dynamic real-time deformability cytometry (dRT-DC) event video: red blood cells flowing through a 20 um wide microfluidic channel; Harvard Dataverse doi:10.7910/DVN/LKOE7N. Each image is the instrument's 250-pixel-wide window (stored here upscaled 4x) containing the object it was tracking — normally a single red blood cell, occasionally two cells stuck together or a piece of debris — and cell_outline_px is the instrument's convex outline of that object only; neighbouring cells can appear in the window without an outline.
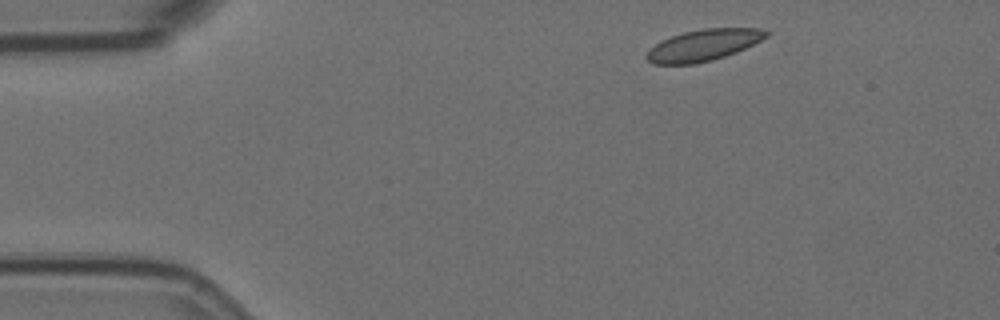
{"species": "Egyptian fruit bat (a non-hibernating species)", "species_latin": "Rousettus aegyptiacus", "temperature_condition": "room temperature", "stored_images_in_passage": 4, "camera_frame_rate_fps": 3000, "um_per_image_px": 0.085, "animal": {"sex": "female"}, "frame": {"image": 1, "passage_image": 1, "time_ms": 0.0, "image_size_px": [1000, 320], "cell_outline_px": [[768, 36], [736, 52], [712, 60], [692, 64], [652, 64], [644, 56], [648, 48], [660, 40], [684, 32], [704, 28], [760, 28], [768, 32]], "centroid_in_image_um": [59.72, 3.84], "position_along_channel_um": 25.3, "area_um2": 21.85}}
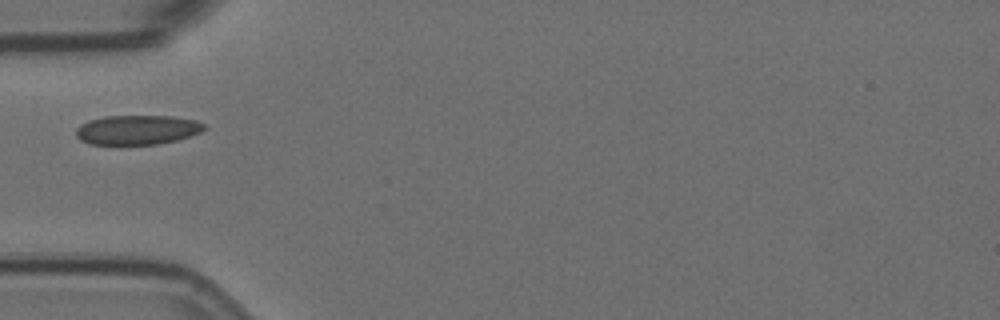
{"frame": {"image": 2, "passage_image": 4, "time_ms": 1.0, "image_size_px": [1000, 320], "cell_outline_px": [[208, 128], [200, 132], [176, 140], [156, 144], [120, 148], [88, 144], [80, 140], [76, 136], [76, 128], [80, 124], [88, 120], [104, 116], [172, 116], [196, 120], [204, 124]], "centroid_in_image_um": [11.58, 11.08], "position_along_channel_um": 73.4, "area_um2": 23.06}}